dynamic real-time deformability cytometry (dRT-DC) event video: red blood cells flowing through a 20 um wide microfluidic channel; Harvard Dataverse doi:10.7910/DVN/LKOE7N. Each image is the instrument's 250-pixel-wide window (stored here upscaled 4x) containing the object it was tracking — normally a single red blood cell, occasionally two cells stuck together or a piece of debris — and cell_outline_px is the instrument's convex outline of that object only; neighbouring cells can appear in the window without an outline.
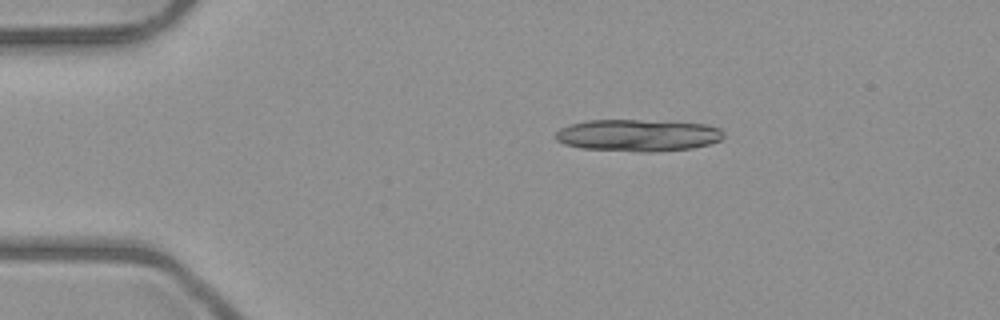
{"species": "common noctule bat (a hibernating species)", "species_latin": "Nyctalus noctula", "temperature_condition": "room temperature", "stored_images_in_passage": 4, "camera_frame_rate_fps": 3000, "um_per_image_px": 0.085, "animal": {"sex": "male", "body_mass_g": 23.1, "forearm_length_mm": 52.7}, "frame": {"image": 1, "passage_image": 2, "time_ms": 1.333, "image_size_px": [1000, 320], "cell_outline_px": [[724, 136], [720, 140], [708, 144], [692, 148], [648, 152], [644, 152], [580, 148], [564, 144], [556, 140], [556, 132], [560, 128], [568, 124], [588, 120], [640, 120], [704, 124], [720, 128], [724, 132]], "centroid_in_image_um": [54.19, 11.5], "position_along_channel_um": 30.8, "area_um2": 31.21}}